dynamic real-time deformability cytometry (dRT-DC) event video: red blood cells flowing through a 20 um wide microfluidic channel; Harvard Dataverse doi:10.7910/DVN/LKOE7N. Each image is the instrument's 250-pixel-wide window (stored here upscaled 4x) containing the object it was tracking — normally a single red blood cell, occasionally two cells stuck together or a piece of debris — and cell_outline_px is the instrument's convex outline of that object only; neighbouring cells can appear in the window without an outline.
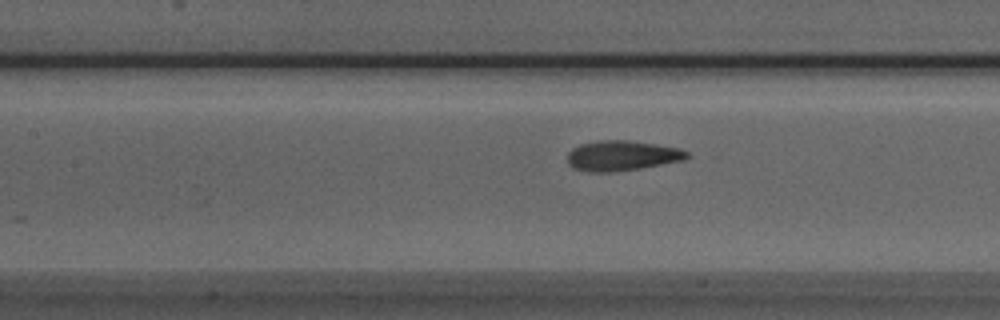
{"species": "Egyptian fruit bat (a non-hibernating species)", "species_latin": "Rousettus aegyptiacus", "temperature_condition": "room temperature", "stored_images_in_passage": 31, "camera_frame_rate_fps": 3000, "um_per_image_px": 0.085, "animal": {"sex": "male"}, "frame": {"image": 1, "passage_image": 14, "time_ms": 4.333, "image_size_px": [1000, 320], "cell_outline_px": [[692, 156], [684, 160], [640, 168], [608, 172], [588, 172], [572, 168], [568, 164], [568, 152], [572, 148], [580, 144], [600, 140], [628, 140], [680, 148], [688, 152]], "centroid_in_image_um": [52.86, 13.23], "position_along_channel_um": 154.5, "area_um2": 21.04}}
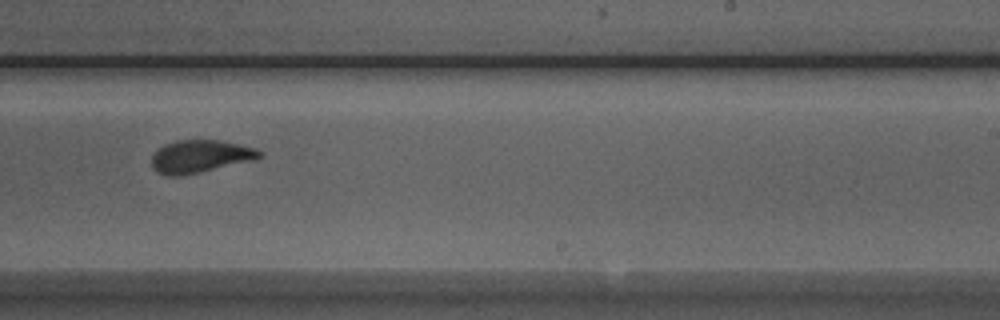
{"frame": {"image": 2, "passage_image": 23, "time_ms": 7.333, "image_size_px": [1000, 320], "cell_outline_px": [[264, 156], [256, 160], [200, 172], [180, 176], [168, 176], [156, 172], [152, 168], [152, 156], [164, 144], [176, 140], [220, 140], [256, 148]], "centroid_in_image_um": [17.03, 13.3], "position_along_channel_um": 272.0, "area_um2": 20.63}}
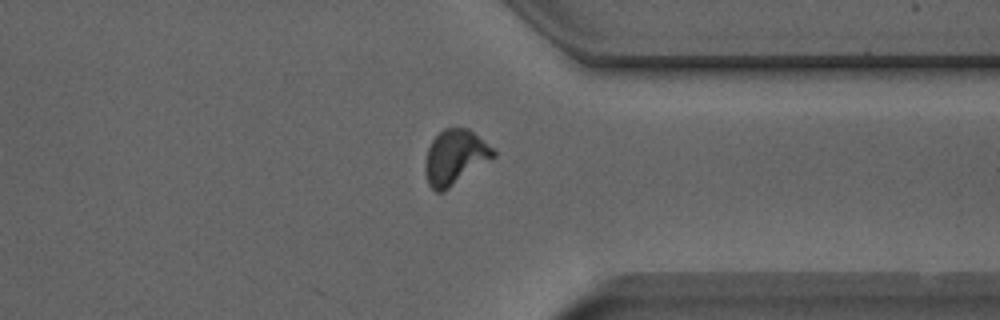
{"frame": {"image": 3, "passage_image": 31, "time_ms": 10.0, "image_size_px": [1000, 320], "cell_outline_px": [[496, 156], [444, 192], [436, 192], [428, 184], [424, 172], [424, 164], [428, 148], [432, 140], [444, 128], [468, 128], [492, 148], [496, 152]], "centroid_in_image_um": [38.65, 13.39], "position_along_channel_um": 372.7, "area_um2": 21.73}, "authors_computed_cell_mechanics": {"area_um2": 20.9236, "velocity_mm_per_s": 3.9313, "shape_relaxation_time_tau1_ms": 3.5565, "shape_relaxation_time_tau2_ms": 0.9827, "deformation_change_tau1": 0.1709, "deformation_change_tau2": 0.0827}}